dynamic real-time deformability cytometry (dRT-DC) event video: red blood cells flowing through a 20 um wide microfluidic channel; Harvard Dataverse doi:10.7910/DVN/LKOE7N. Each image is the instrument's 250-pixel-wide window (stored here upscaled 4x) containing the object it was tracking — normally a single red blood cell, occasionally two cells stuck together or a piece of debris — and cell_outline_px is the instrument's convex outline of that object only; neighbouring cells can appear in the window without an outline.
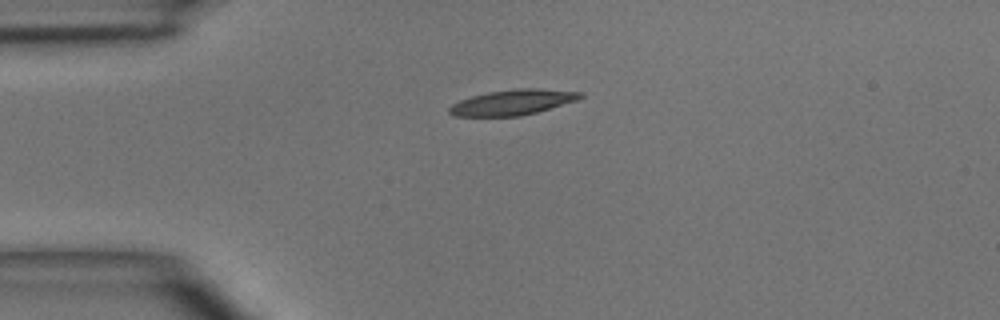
{"species": "common noctule bat (a hibernating species)", "species_latin": "Nyctalus noctula", "temperature_condition": "room temperature", "stored_images_in_passage": 3, "camera_frame_rate_fps": 3000, "um_per_image_px": 0.085, "animal": {"sex": "male", "body_mass_g": 15.6}, "frame": {"image": 1, "passage_image": 1, "time_ms": 0.0, "image_size_px": [1000, 320], "cell_outline_px": [[584, 96], [576, 100], [536, 112], [520, 116], [452, 116], [448, 112], [448, 108], [452, 104], [460, 100], [472, 96], [488, 92], [516, 88], [536, 88], [584, 92]], "centroid_in_image_um": [43.55, 8.69], "position_along_channel_um": 41.4, "area_um2": 19.31}}
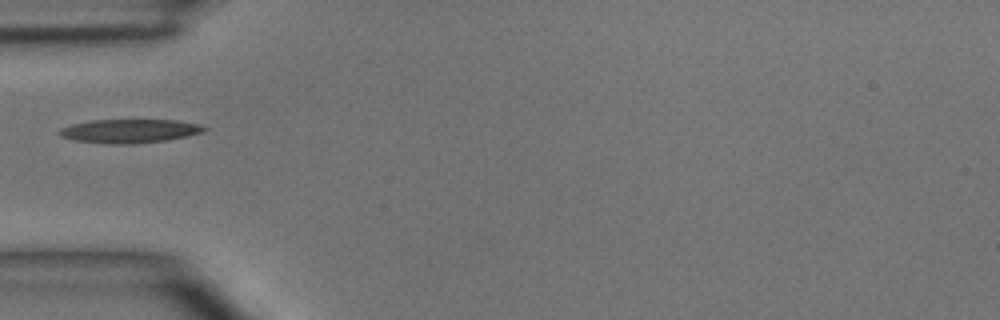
{"frame": {"image": 2, "passage_image": 2, "time_ms": 1.333, "image_size_px": [1000, 320], "cell_outline_px": [[208, 128], [204, 132], [164, 140], [128, 144], [112, 144], [76, 140], [60, 136], [60, 128], [72, 124], [92, 120], [176, 120], [200, 124]], "centroid_in_image_um": [11.03, 11.12], "position_along_channel_um": 74.0, "area_um2": 19.71}}